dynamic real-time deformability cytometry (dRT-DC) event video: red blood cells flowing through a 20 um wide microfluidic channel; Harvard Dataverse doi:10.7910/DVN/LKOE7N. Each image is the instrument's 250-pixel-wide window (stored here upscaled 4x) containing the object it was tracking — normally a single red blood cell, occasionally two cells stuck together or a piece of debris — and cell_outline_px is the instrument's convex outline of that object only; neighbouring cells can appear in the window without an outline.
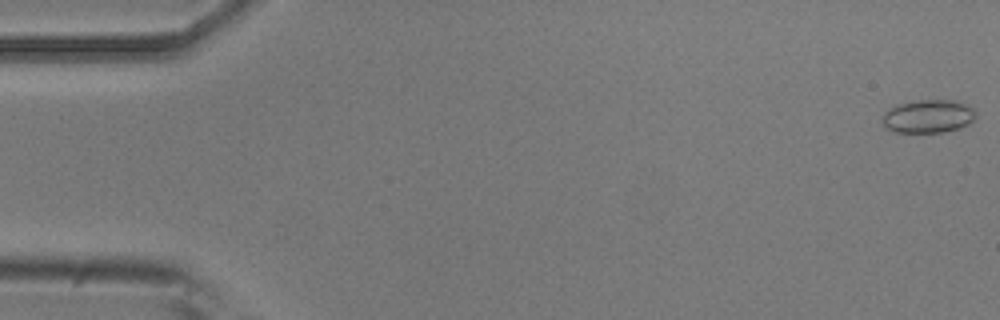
{"species": "common noctule bat (a hibernating species)", "species_latin": "Nyctalus noctula", "temperature_condition": "room temperature", "stored_images_in_passage": 16, "camera_frame_rate_fps": 3000, "um_per_image_px": 0.085, "animal": {"sex": "male", "body_mass_g": 20.5, "forearm_length_mm": 52.5}, "frame": {"image": 1, "passage_image": 1, "time_ms": 0.0, "image_size_px": [1000, 320], "cell_outline_px": [[976, 116], [968, 124], [960, 128], [944, 132], [896, 132], [884, 128], [884, 112], [888, 108], [896, 104], [916, 100], [956, 100], [976, 108]], "centroid_in_image_um": [78.92, 9.87], "position_along_channel_um": 6.1, "area_um2": 18.32}}
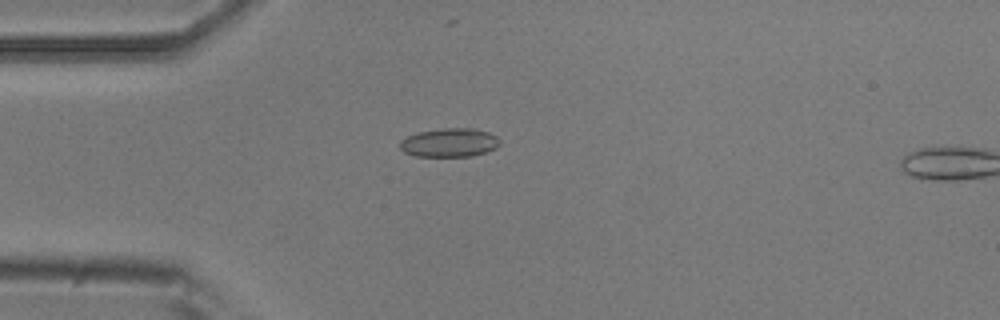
{"frame": {"image": 2, "passage_image": 14, "time_ms": 4.333, "image_size_px": [1000, 320], "cell_outline_px": [[500, 144], [496, 148], [472, 156], [416, 156], [404, 152], [400, 148], [400, 140], [408, 136], [420, 132], [440, 128], [472, 128], [488, 132], [496, 136], [500, 140]], "centroid_in_image_um": [38.21, 12.12], "position_along_channel_um": 46.8, "area_um2": 16.65}}